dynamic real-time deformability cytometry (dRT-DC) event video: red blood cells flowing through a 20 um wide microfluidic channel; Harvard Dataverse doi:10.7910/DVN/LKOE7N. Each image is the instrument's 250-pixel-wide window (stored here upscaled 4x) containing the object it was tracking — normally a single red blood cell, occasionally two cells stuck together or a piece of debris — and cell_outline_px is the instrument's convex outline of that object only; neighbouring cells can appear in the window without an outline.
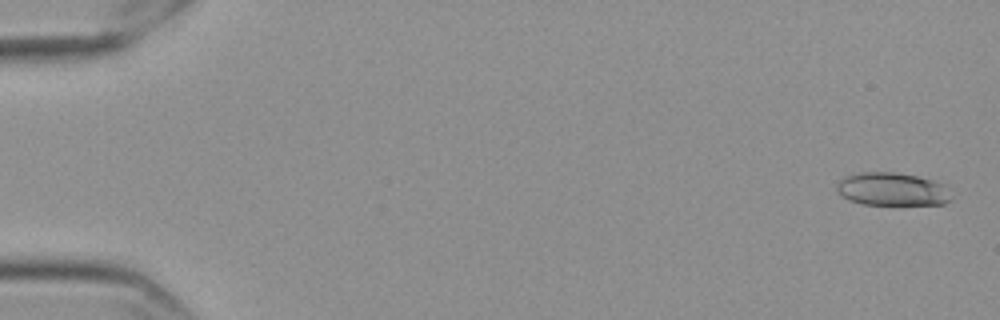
{"species": "Egyptian fruit bat (a non-hibernating species)", "species_latin": "Rousettus aegyptiacus", "temperature_condition": "cold", "stored_images_in_passage": 57, "camera_frame_rate_fps": 3000, "um_per_image_px": 0.085, "frame": {"image": 1, "passage_image": 2, "time_ms": 0.333, "image_size_px": [1000, 320], "cell_outline_px": [[948, 200], [944, 204], [864, 204], [852, 200], [844, 196], [836, 188], [836, 184], [840, 180], [848, 176], [864, 172], [896, 172], [916, 176], [932, 180], [944, 184]], "centroid_in_image_um": [75.81, 16.07], "position_along_channel_um": 9.2, "area_um2": 21.33}}
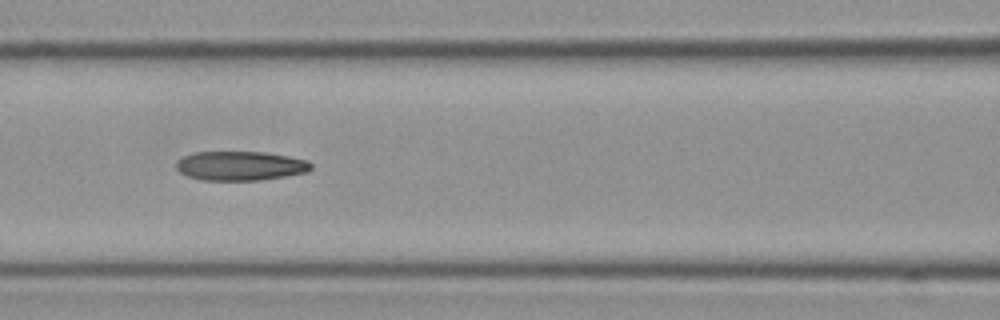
{"frame": {"image": 2, "passage_image": 26, "time_ms": 8.333, "image_size_px": [1000, 320], "cell_outline_px": [[312, 168], [308, 172], [260, 180], [200, 180], [188, 176], [180, 172], [176, 168], [176, 160], [184, 156], [196, 152], [264, 152], [288, 156], [308, 160], [312, 164]], "centroid_in_image_um": [20.43, 14.09], "position_along_channel_um": 146.2, "area_um2": 23.0}}
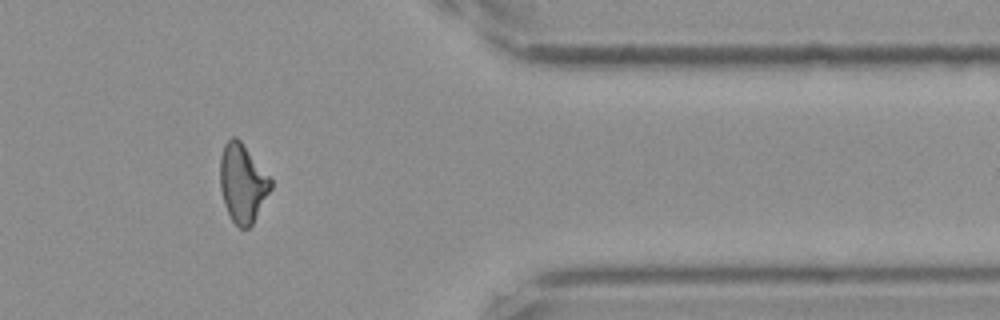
{"frame": {"image": 3, "passage_image": 48, "time_ms": 15.667, "image_size_px": [1000, 320], "cell_outline_px": [[272, 188], [252, 224], [248, 228], [240, 228], [232, 220], [224, 204], [220, 188], [220, 156], [224, 144], [232, 136], [236, 136], [240, 140], [272, 180]], "centroid_in_image_um": [20.6, 15.56], "position_along_channel_um": 390.8, "area_um2": 23.0}, "authors_computed_cell_mechanics": {"area_um2": 22.8888, "velocity_mm_per_s": 3.5845, "shape_relaxation_time_tau1_ms": null, "shape_relaxation_time_tau2_ms": 4.6876, "deformation_change_tau1": null, "deformation_change_tau2": 0.136}}